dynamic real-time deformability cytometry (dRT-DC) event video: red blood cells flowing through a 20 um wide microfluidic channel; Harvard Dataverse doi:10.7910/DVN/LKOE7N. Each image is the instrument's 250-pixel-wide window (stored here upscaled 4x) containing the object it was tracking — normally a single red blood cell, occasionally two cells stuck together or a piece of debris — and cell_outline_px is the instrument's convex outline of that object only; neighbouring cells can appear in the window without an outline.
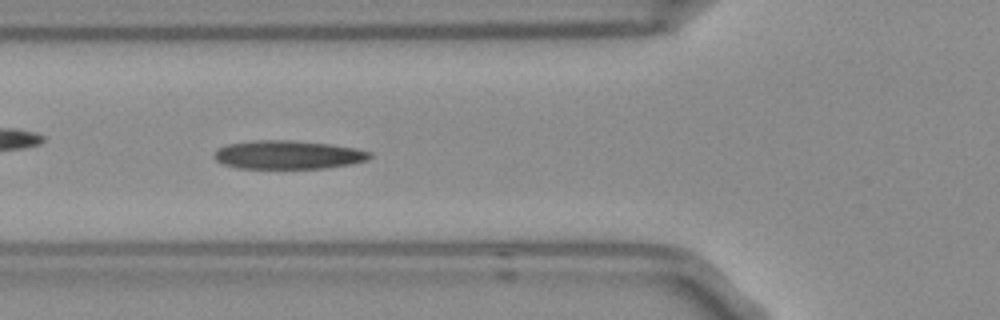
{"species": "Egyptian fruit bat (a non-hibernating species)", "species_latin": "Rousettus aegyptiacus", "temperature_condition": "room temperature", "stored_images_in_passage": 13, "segment_of_instrument_passage": [2, 2], "camera_frame_rate_fps": 3000, "um_per_image_px": 0.085, "frame": {"image": 1, "passage_image": 6, "time_ms": 1.667, "image_size_px": [1000, 320], "cell_outline_px": [[372, 156], [368, 160], [352, 164], [324, 168], [236, 168], [220, 164], [212, 156], [216, 148], [228, 144], [256, 140], [292, 140], [328, 144], [356, 148], [372, 152]], "centroid_in_image_um": [24.45, 13.16], "position_along_channel_um": 101.3, "area_um2": 26.13}}